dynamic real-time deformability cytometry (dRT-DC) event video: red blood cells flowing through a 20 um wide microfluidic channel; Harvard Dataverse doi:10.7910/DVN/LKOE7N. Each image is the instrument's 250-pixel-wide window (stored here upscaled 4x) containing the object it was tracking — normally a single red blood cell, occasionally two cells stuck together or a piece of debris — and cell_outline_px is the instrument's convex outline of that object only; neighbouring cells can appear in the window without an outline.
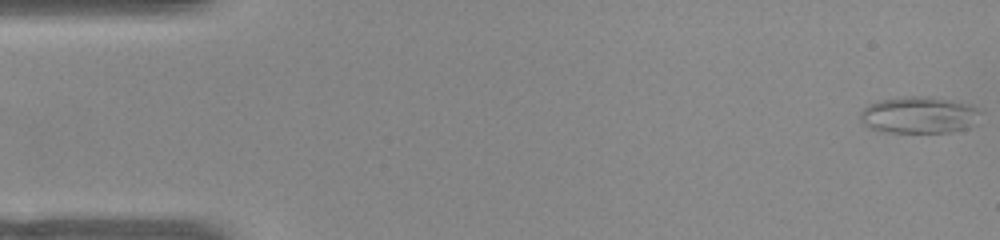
{"species": "common noctule bat (a hibernating species)", "species_latin": "Nyctalus noctula", "temperature_condition": "warm", "stored_images_in_passage": 53, "camera_frame_rate_fps": 3000, "um_per_image_px": 0.085, "animal": {"sex": "female", "body_mass_g": 22.0, "forearm_length_mm": 56.7}, "frame": {"image": 1, "passage_image": 1, "time_ms": 0.0, "image_size_px": [1000, 240], "cell_outline_px": [[980, 112], [968, 128], [948, 132], [884, 132], [868, 128], [860, 120], [860, 112], [868, 104], [880, 100], [908, 96], [932, 96], [972, 104]], "centroid_in_image_um": [78.07, 9.76], "position_along_channel_um": 6.9, "area_um2": 25.72}}
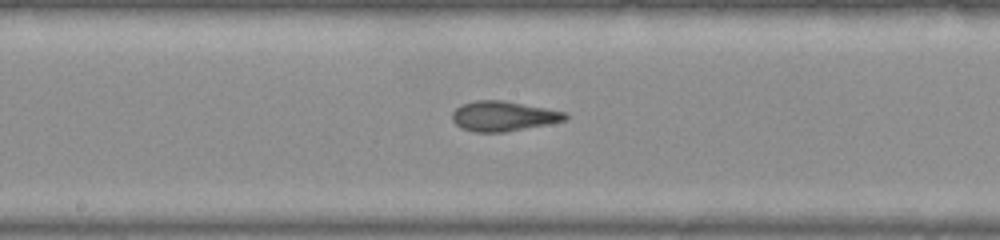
{"frame": {"image": 2, "passage_image": 27, "time_ms": 8.667, "image_size_px": [1000, 240], "cell_outline_px": [[568, 116], [564, 120], [548, 124], [504, 132], [476, 132], [460, 128], [452, 120], [452, 112], [460, 104], [476, 100], [504, 100], [564, 112]], "centroid_in_image_um": [42.72, 9.87], "position_along_channel_um": 205.5, "area_um2": 19.59}}
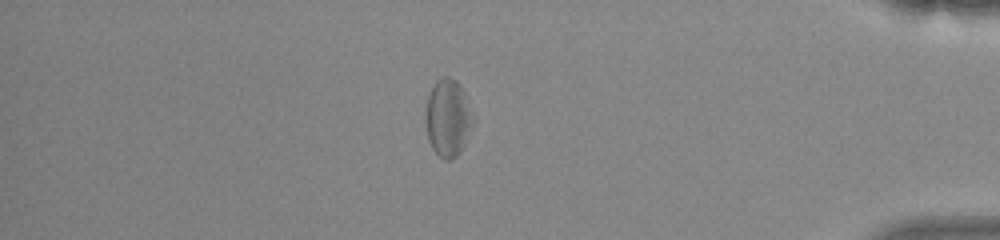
{"frame": {"image": 3, "passage_image": 45, "time_ms": 14.667, "image_size_px": [1000, 240], "cell_outline_px": [[476, 124], [460, 152], [452, 160], [444, 160], [432, 148], [428, 140], [424, 120], [428, 96], [436, 80], [440, 76], [448, 76], [456, 80], [460, 84], [476, 116]], "centroid_in_image_um": [38.12, 10.02], "position_along_channel_um": 397.1, "area_um2": 22.2}, "authors_computed_cell_mechanics": {"area_um2": 20.8658, "velocity_mm_per_s": 3.8463, "shape_relaxation_time_tau1_ms": 8.3318, "shape_relaxation_time_tau2_ms": 2.9504, "deformation_change_tau1": 0.1739, "deformation_change_tau2": 0.1249}}